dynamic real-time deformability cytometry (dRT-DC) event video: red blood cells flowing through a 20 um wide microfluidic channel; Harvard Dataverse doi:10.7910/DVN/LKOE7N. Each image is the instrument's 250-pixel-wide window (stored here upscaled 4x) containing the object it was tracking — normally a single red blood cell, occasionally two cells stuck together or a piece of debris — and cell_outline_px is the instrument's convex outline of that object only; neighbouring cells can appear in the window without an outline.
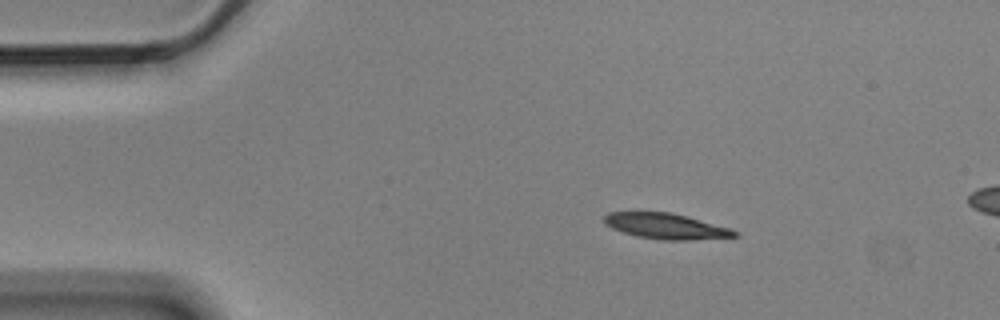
{"species": "Egyptian fruit bat (a non-hibernating species)", "species_latin": "Rousettus aegyptiacus", "temperature_condition": "cold", "stored_images_in_passage": 3, "camera_frame_rate_fps": 3000, "um_per_image_px": 0.085, "animal": {"sex": "male"}, "frame": {"image": 1, "passage_image": 1, "time_ms": 0.0, "image_size_px": [1000, 320], "cell_outline_px": [[740, 236], [688, 240], [660, 240], [636, 236], [612, 228], [604, 224], [600, 220], [608, 212], [672, 212], [688, 216], [732, 228], [740, 232]], "centroid_in_image_um": [56.63, 19.22], "position_along_channel_um": 28.4, "area_um2": 19.83}}